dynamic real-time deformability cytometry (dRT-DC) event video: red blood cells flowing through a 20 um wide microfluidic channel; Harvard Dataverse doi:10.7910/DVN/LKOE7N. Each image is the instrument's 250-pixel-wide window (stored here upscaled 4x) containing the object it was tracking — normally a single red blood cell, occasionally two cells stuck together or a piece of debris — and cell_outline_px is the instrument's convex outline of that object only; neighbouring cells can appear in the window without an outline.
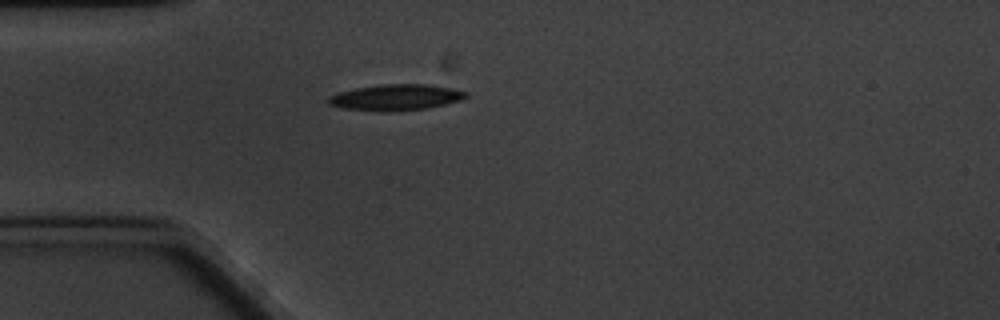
{"species": "common noctule bat (a hibernating species)", "species_latin": "Nyctalus noctula", "temperature_condition": "cold", "stored_images_in_passage": 1, "camera_frame_rate_fps": 3000, "um_per_image_px": 0.085, "animal": {"sex": "male", "body_mass_g": 20.1, "forearm_length_mm": 53.5}, "frame": {"image": 1, "passage_image": 1, "time_ms": 0.0, "image_size_px": [1000, 320], "cell_outline_px": [[468, 96], [460, 100], [428, 108], [392, 112], [380, 112], [344, 108], [328, 104], [328, 96], [336, 92], [356, 88], [380, 84], [428, 84], [452, 88], [468, 92]], "centroid_in_image_um": [33.62, 8.28], "position_along_channel_um": 51.4, "area_um2": 21.1}}